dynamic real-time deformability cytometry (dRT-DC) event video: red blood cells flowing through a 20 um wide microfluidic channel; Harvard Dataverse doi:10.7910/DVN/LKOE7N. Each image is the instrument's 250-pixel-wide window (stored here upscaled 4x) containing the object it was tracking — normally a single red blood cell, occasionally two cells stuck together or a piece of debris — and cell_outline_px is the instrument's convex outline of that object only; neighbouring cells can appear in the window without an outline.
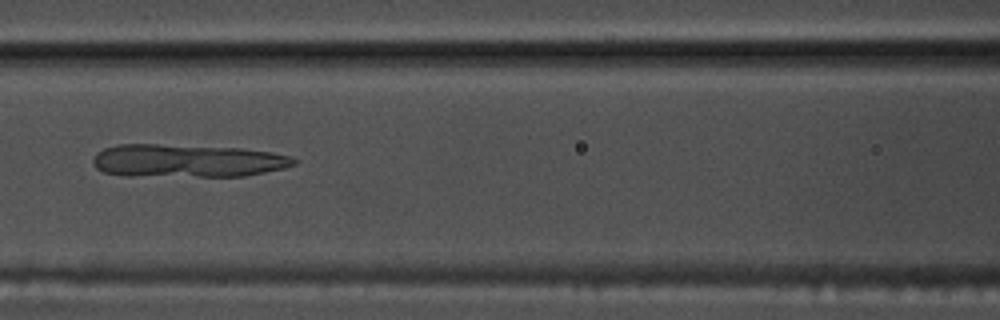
{"species": "common noctule bat (a hibernating species)", "species_latin": "Nyctalus noctula", "temperature_condition": "warm", "stored_images_in_passage": 36, "camera_frame_rate_fps": 3000, "um_per_image_px": 0.085, "animal": {"sex": "male", "body_mass_g": 17.5, "forearm_length_mm": 52.3}, "frame": {"image": 1, "passage_image": 7, "time_ms": 2.0, "image_size_px": [1000, 320], "cell_outline_px": [[300, 160], [296, 164], [284, 168], [244, 176], [124, 176], [104, 172], [96, 168], [92, 160], [96, 152], [104, 148], [116, 144], [156, 144], [240, 148], [272, 152], [292, 156]], "centroid_in_image_um": [15.91, 13.66], "position_along_channel_um": 150.7, "area_um2": 38.96}}
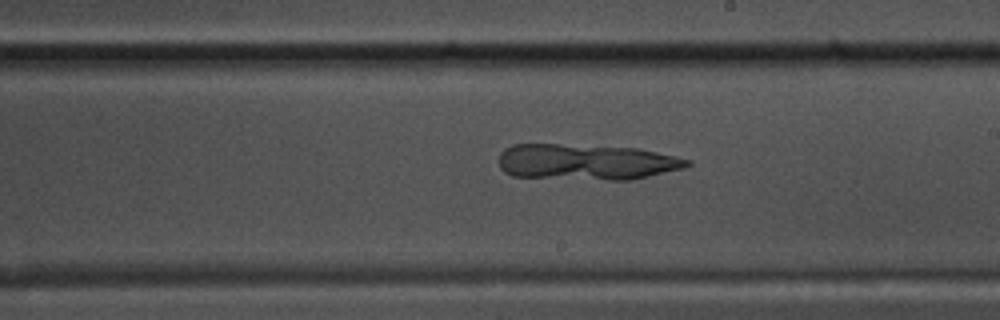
{"frame": {"image": 2, "passage_image": 14, "time_ms": 4.333, "image_size_px": [1000, 320], "cell_outline_px": [[692, 164], [684, 168], [632, 180], [608, 180], [512, 176], [504, 172], [500, 168], [500, 152], [504, 148], [512, 144], [560, 144], [636, 148], [676, 156], [692, 160]], "centroid_in_image_um": [49.84, 13.77], "position_along_channel_um": 239.2, "area_um2": 39.54}}
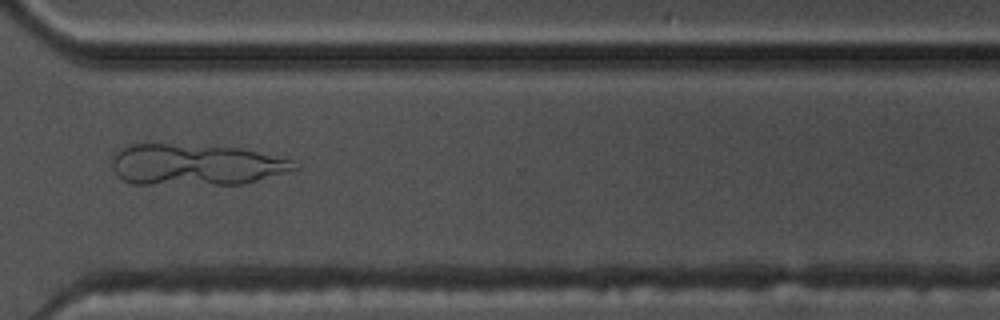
{"frame": {"image": 3, "passage_image": 23, "time_ms": 7.333, "image_size_px": [1000, 320], "cell_outline_px": [[300, 168], [244, 184], [132, 184], [116, 176], [112, 168], [112, 156], [116, 152], [128, 144], [168, 144], [240, 148], [292, 160]], "centroid_in_image_um": [16.58, 14.01], "position_along_channel_um": 354.0, "area_um2": 43.7}}